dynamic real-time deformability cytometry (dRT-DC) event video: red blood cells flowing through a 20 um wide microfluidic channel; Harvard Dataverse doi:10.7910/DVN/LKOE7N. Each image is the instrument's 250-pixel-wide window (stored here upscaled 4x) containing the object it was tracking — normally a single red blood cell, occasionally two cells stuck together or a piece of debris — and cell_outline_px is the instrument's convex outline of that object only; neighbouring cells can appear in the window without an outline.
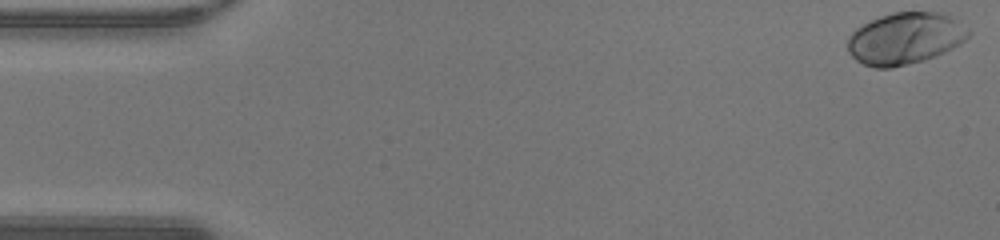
{"species": "human", "species_latin": "Homo sapiens", "temperature_condition": "warm", "stored_images_in_passage": 48, "camera_frame_rate_fps": 3000, "um_per_image_px": 0.085, "donor": {"sex": "male"}, "frame": {"image": 1, "passage_image": 1, "time_ms": 0.0, "image_size_px": [1000, 240], "cell_outline_px": [[972, 32], [960, 44], [936, 56], [924, 60], [892, 68], [876, 68], [864, 64], [856, 60], [848, 52], [848, 36], [856, 28], [880, 16], [892, 12], [940, 12], [956, 20], [968, 28]], "centroid_in_image_um": [76.93, 3.27], "position_along_channel_um": 8.1, "area_um2": 36.36}}
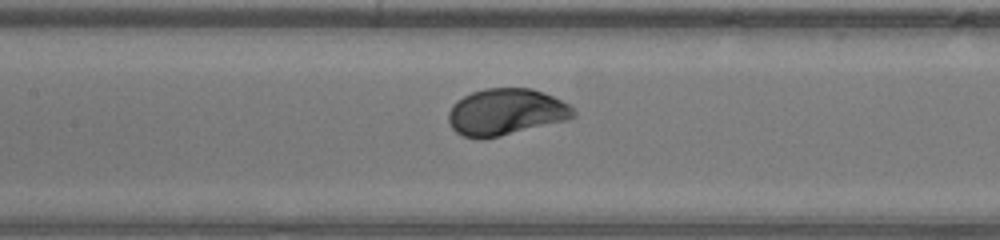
{"frame": {"image": 2, "passage_image": 22, "time_ms": 7.0, "image_size_px": [1000, 240], "cell_outline_px": [[576, 116], [568, 120], [500, 136], [464, 136], [456, 132], [452, 128], [448, 120], [448, 112], [452, 104], [456, 100], [472, 92], [484, 88], [532, 88], [544, 92], [568, 104], [576, 112]], "centroid_in_image_um": [43.02, 9.49], "position_along_channel_um": 164.4, "area_um2": 33.64}}
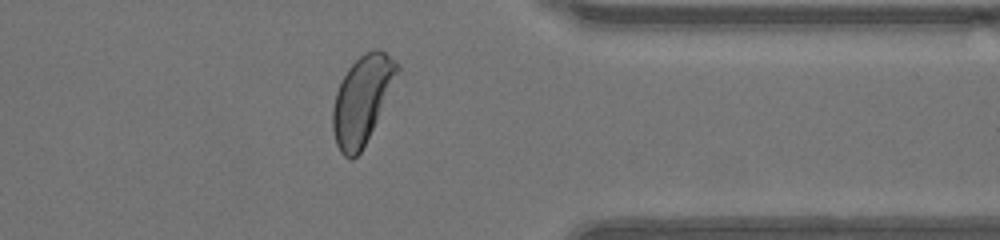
{"frame": {"image": 3, "passage_image": 38, "time_ms": 12.333, "image_size_px": [1000, 240], "cell_outline_px": [[400, 68], [376, 120], [360, 152], [352, 160], [344, 156], [340, 152], [336, 144], [332, 128], [332, 108], [336, 92], [348, 68], [364, 52], [372, 48], [376, 48], [384, 52], [400, 64]], "centroid_in_image_um": [30.74, 8.46], "position_along_channel_um": 380.7, "area_um2": 32.19}, "authors_computed_cell_mechanics": {"area_um2": 33.6974, "velocity_mm_per_s": 4.2794, "shape_relaxation_time_tau1_ms": 1.3641, "shape_relaxation_time_tau2_ms": null, "deformation_change_tau1": 0.1413, "deformation_change_tau2": null}}